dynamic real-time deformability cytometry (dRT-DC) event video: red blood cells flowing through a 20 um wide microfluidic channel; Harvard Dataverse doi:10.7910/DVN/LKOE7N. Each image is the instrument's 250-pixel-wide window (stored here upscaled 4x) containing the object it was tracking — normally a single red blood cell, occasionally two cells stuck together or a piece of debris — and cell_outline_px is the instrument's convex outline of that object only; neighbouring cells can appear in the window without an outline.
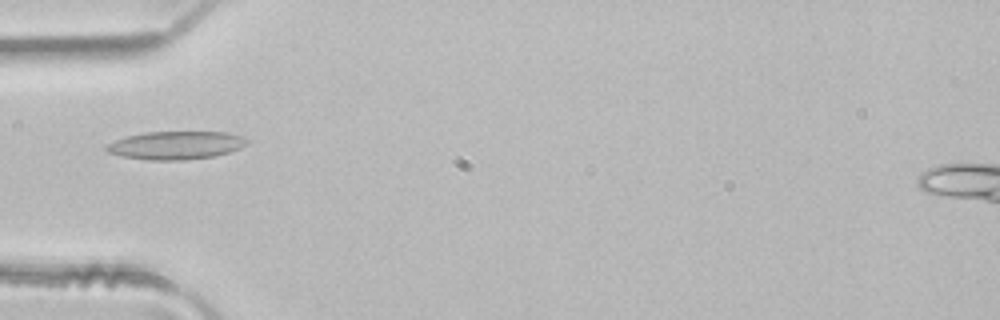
{"species": "common noctule bat (a hibernating species)", "species_latin": "Nyctalus noctula", "temperature_condition": "room temperature", "stored_images_in_passage": 30, "camera_frame_rate_fps": 3000, "um_per_image_px": 0.085, "animal": {"sex": "male", "body_mass_g": 21.5, "forearm_length_mm": 52.0}, "frame": {"image": 1, "passage_image": 1, "time_ms": 0.0, "image_size_px": [1000, 320], "cell_outline_px": [[248, 144], [240, 148], [228, 152], [212, 156], [184, 160], [148, 160], [124, 156], [108, 152], [104, 148], [104, 144], [128, 136], [144, 132], [228, 132], [240, 136], [248, 140]], "centroid_in_image_um": [14.93, 12.34], "position_along_channel_um": 70.1, "area_um2": 22.89}}
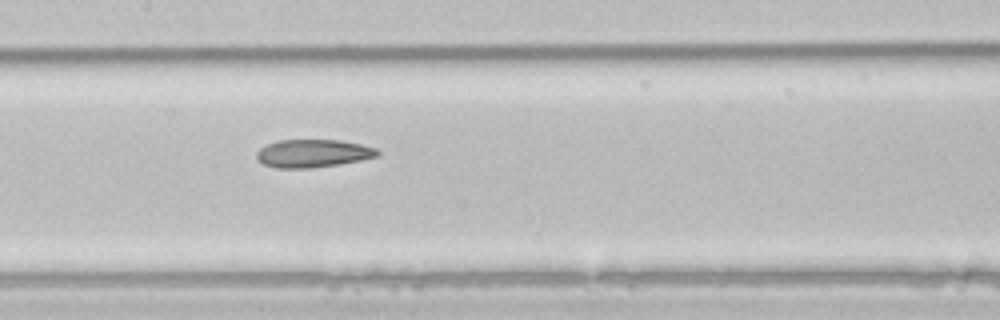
{"frame": {"image": 2, "passage_image": 9, "time_ms": 2.667, "image_size_px": [1000, 320], "cell_outline_px": [[380, 156], [340, 164], [308, 168], [276, 168], [264, 164], [256, 160], [256, 152], [260, 148], [268, 144], [280, 140], [340, 140], [360, 144], [376, 148], [380, 152]], "centroid_in_image_um": [26.6, 13.04], "position_along_channel_um": 180.8, "area_um2": 19.71}}
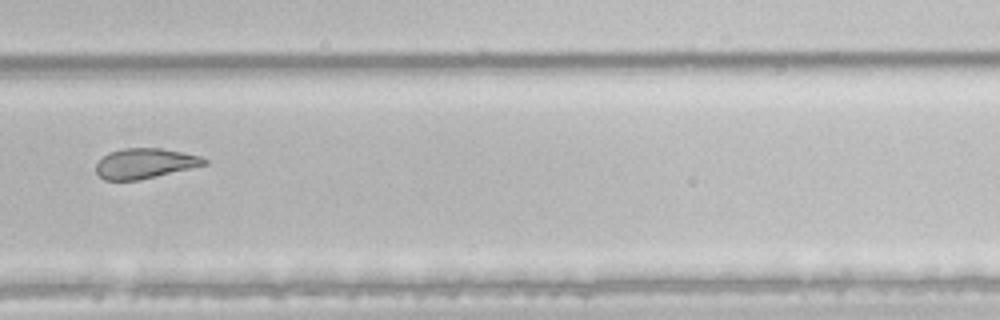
{"frame": {"image": 3, "passage_image": 19, "time_ms": 6.0, "image_size_px": [1000, 320], "cell_outline_px": [[208, 164], [192, 168], [140, 180], [104, 180], [96, 172], [96, 164], [108, 152], [124, 148], [160, 148], [200, 156], [208, 160]], "centroid_in_image_um": [12.32, 13.89], "position_along_channel_um": 317.5, "area_um2": 18.96}, "authors_computed_cell_mechanics": {"area_um2": 20.1144, "velocity_mm_per_s": 4.1241, "shape_relaxation_time_tau1_ms": null, "shape_relaxation_time_tau2_ms": 4.1147, "deformation_change_tau1": null, "deformation_change_tau2": 0.1182}}